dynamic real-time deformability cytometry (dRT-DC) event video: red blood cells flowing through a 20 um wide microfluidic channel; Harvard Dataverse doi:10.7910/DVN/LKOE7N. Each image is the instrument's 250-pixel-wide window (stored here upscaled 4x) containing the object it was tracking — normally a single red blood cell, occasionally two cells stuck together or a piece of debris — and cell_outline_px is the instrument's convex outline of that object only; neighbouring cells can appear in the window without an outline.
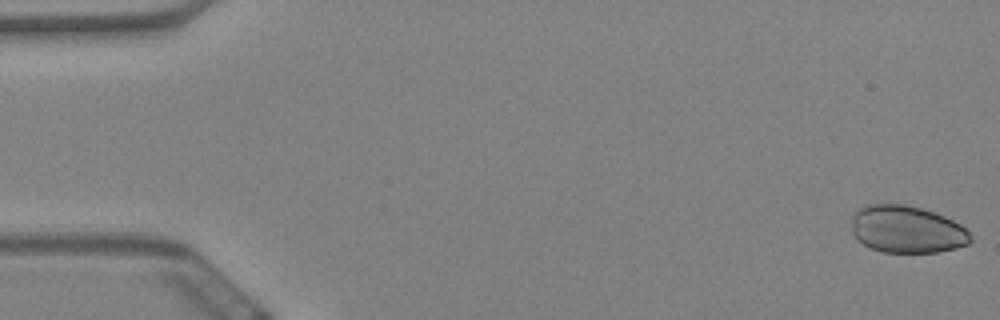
{"species": "Egyptian fruit bat (a non-hibernating species)", "species_latin": "Rousettus aegyptiacus", "temperature_condition": "warm", "stored_images_in_passage": 60, "camera_frame_rate_fps": 3000, "um_per_image_px": 0.085, "animal": {"sex": "female"}, "frame": {"image": 1, "passage_image": 1, "time_ms": 0.0, "image_size_px": [1000, 320], "cell_outline_px": [[972, 240], [968, 244], [956, 248], [936, 252], [884, 252], [872, 248], [856, 240], [852, 232], [852, 216], [864, 204], [904, 204], [920, 208], [944, 216], [960, 224], [968, 232]], "centroid_in_image_um": [77.06, 19.49], "position_along_channel_um": 7.9, "area_um2": 32.66}}
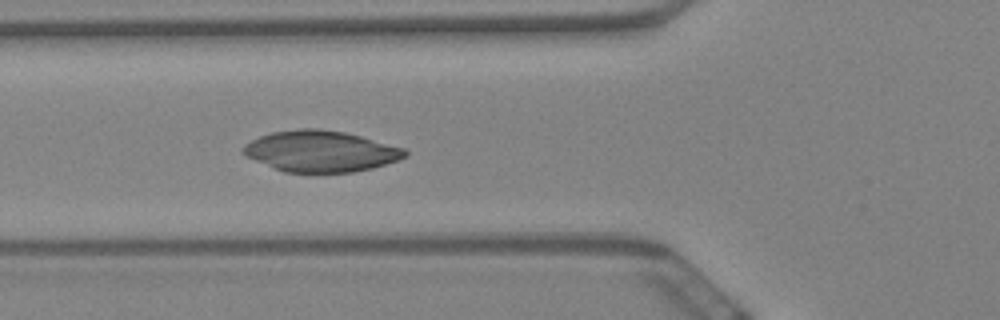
{"frame": {"image": 2, "passage_image": 22, "time_ms": 7.0, "image_size_px": [1000, 320], "cell_outline_px": [[408, 156], [372, 168], [352, 172], [284, 172], [256, 160], [240, 152], [240, 148], [244, 144], [260, 136], [272, 132], [300, 128], [320, 128], [344, 132], [360, 136], [404, 148], [408, 152]], "centroid_in_image_um": [27.24, 12.84], "position_along_channel_um": 98.6, "area_um2": 38.49}}
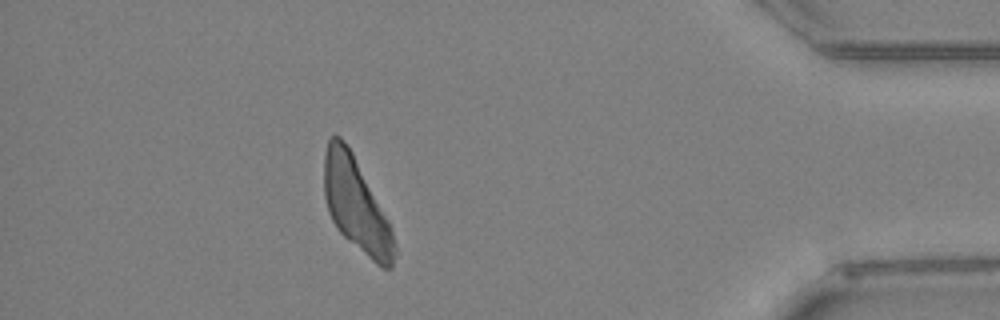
{"frame": {"image": 3, "passage_image": 53, "time_ms": 17.333, "image_size_px": [1000, 320], "cell_outline_px": [[396, 252], [392, 268], [384, 268], [376, 264], [348, 240], [336, 228], [328, 212], [324, 196], [324, 156], [328, 140], [332, 136], [340, 136], [348, 144], [388, 220], [392, 228], [396, 244]], "centroid_in_image_um": [30.27, 17.43], "position_along_channel_um": 404.9, "area_um2": 38.15}}